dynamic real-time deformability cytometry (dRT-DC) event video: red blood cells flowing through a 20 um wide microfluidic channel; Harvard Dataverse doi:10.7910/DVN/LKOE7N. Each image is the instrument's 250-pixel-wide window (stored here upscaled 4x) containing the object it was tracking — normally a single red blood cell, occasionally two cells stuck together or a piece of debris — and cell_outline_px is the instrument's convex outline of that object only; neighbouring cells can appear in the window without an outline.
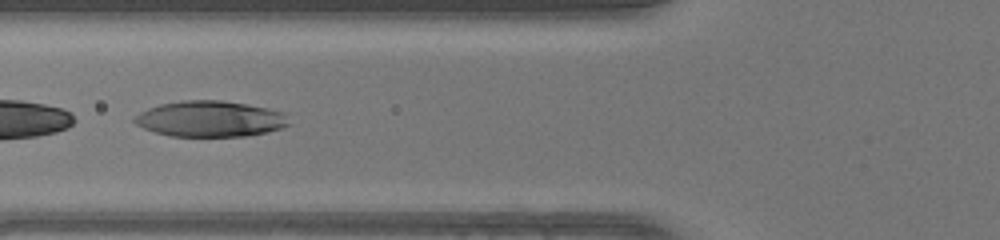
{"species": "human", "species_latin": "Homo sapiens", "temperature_condition": "warm", "stored_images_in_passage": 29, "segment_of_instrument_passage": [2, 2], "camera_frame_rate_fps": 3000, "um_per_image_px": 0.085, "donor": {"sex": "female"}, "frame": {"image": 1, "passage_image": 18, "time_ms": 5.667, "image_size_px": [1000, 240], "cell_outline_px": [[292, 124], [280, 128], [264, 132], [244, 136], [168, 136], [144, 128], [136, 124], [132, 120], [140, 112], [148, 108], [160, 104], [180, 100], [220, 100], [268, 108], [284, 112]], "centroid_in_image_um": [17.86, 10.1], "position_along_channel_um": 107.9, "area_um2": 32.19}}
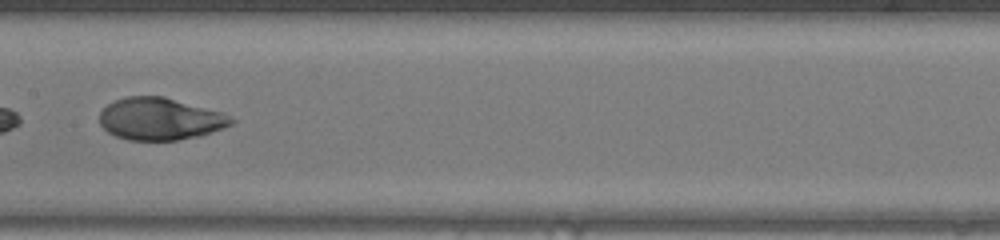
{"frame": {"image": 2, "passage_image": 24, "time_ms": 7.667, "image_size_px": [1000, 240], "cell_outline_px": [[236, 120], [232, 124], [200, 136], [176, 140], [128, 140], [116, 136], [108, 132], [100, 124], [100, 112], [108, 104], [116, 100], [128, 96], [164, 96], [224, 112]], "centroid_in_image_um": [13.63, 10.1], "position_along_channel_um": 193.8, "area_um2": 32.43}}